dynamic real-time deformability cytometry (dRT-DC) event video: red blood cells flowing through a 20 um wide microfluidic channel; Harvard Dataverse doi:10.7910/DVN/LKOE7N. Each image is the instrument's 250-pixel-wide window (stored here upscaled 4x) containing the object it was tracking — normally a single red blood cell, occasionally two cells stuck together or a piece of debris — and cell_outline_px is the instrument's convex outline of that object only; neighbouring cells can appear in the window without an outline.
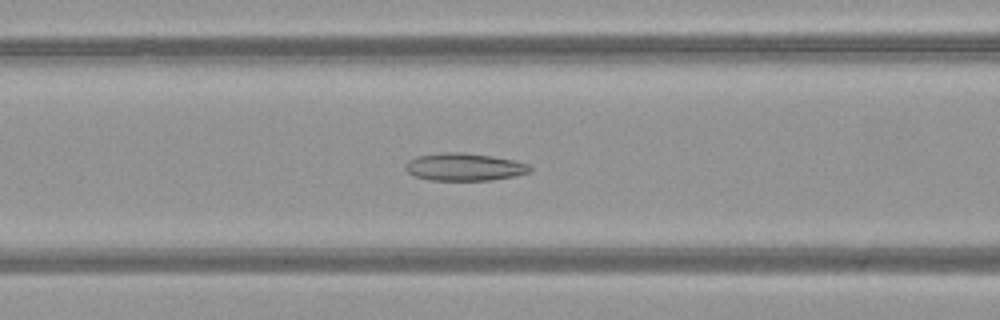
{"species": "common noctule bat (a hibernating species)", "species_latin": "Nyctalus noctula", "temperature_condition": "warm", "stored_images_in_passage": 45, "camera_frame_rate_fps": 3000, "um_per_image_px": 0.085, "animal": {"sex": "female", "body_mass_g": 21.9}, "frame": {"image": 1, "passage_image": 16, "time_ms": 5.0, "image_size_px": [1000, 320], "cell_outline_px": [[532, 172], [516, 176], [492, 180], [428, 180], [412, 176], [404, 168], [404, 164], [408, 160], [416, 156], [444, 152], [464, 152], [492, 156], [512, 160], [528, 164], [532, 168]], "centroid_in_image_um": [39.44, 14.19], "position_along_channel_um": 127.2, "area_um2": 20.29}}
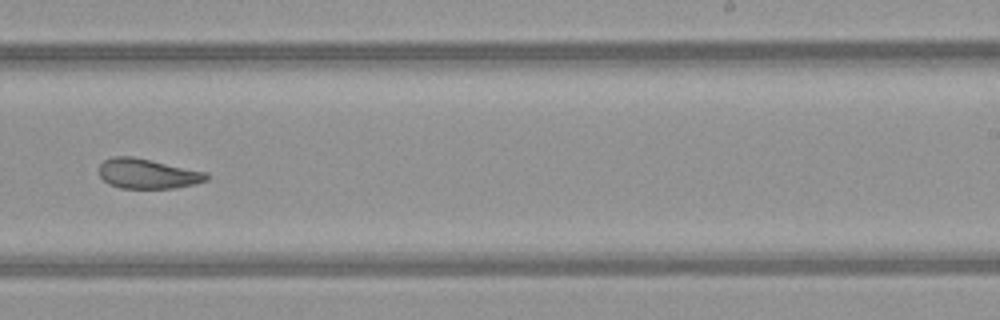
{"frame": {"image": 2, "passage_image": 27, "time_ms": 8.667, "image_size_px": [1000, 320], "cell_outline_px": [[208, 180], [196, 184], [176, 188], [120, 188], [108, 184], [100, 176], [100, 164], [104, 160], [112, 156], [132, 156], [208, 172]], "centroid_in_image_um": [12.57, 14.76], "position_along_channel_um": 276.4, "area_um2": 18.84}}
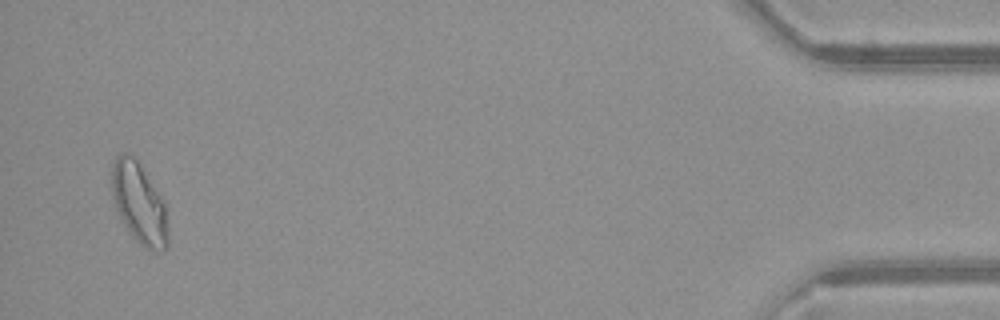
{"frame": {"image": 3, "passage_image": 44, "time_ms": 14.333, "image_size_px": [1000, 320], "cell_outline_px": [[168, 248], [144, 248], [124, 228], [116, 208], [112, 196], [112, 164], [116, 156], [120, 152], [128, 152], [140, 164], [156, 188], [164, 204], [168, 228]], "centroid_in_image_um": [11.79, 17.25], "position_along_channel_um": 423.4, "area_um2": 26.36}, "authors_computed_cell_mechanics": {"area_um2": 21.1548, "velocity_mm_per_s": 4.0743, "shape_relaxation_time_tau1_ms": null, "shape_relaxation_time_tau2_ms": 2.5887, "deformation_change_tau1": null, "deformation_change_tau2": 0.0902}}